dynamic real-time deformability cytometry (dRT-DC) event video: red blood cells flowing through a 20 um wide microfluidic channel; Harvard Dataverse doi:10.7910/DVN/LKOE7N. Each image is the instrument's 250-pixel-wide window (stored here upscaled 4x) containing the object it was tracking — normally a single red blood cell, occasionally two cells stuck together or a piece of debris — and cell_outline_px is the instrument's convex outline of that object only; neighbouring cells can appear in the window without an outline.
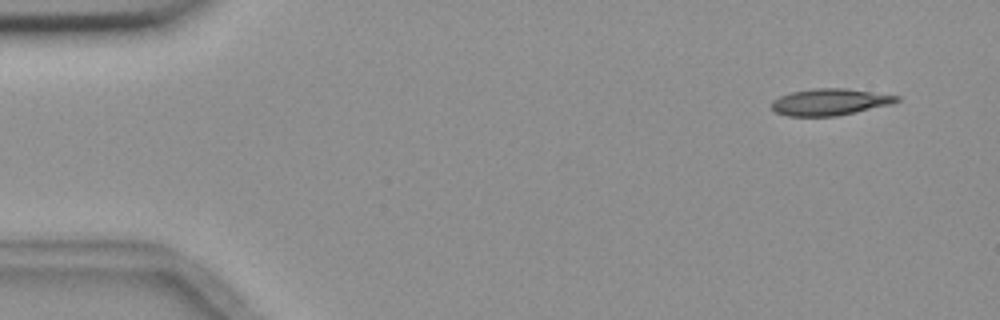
{"species": "common noctule bat (a hibernating species)", "species_latin": "Nyctalus noctula", "temperature_condition": "room temperature", "stored_images_in_passage": 8, "camera_frame_rate_fps": 3000, "um_per_image_px": 0.085, "animal": {"sex": "female", "body_mass_g": 18.4}, "frame": {"image": 1, "passage_image": 1, "time_ms": 0.0, "image_size_px": [1000, 320], "cell_outline_px": [[900, 100], [892, 104], [836, 116], [788, 116], [776, 112], [772, 108], [772, 100], [780, 96], [792, 92], [812, 88], [844, 88], [900, 96]], "centroid_in_image_um": [70.53, 8.66], "position_along_channel_um": 14.5, "area_um2": 19.31}}
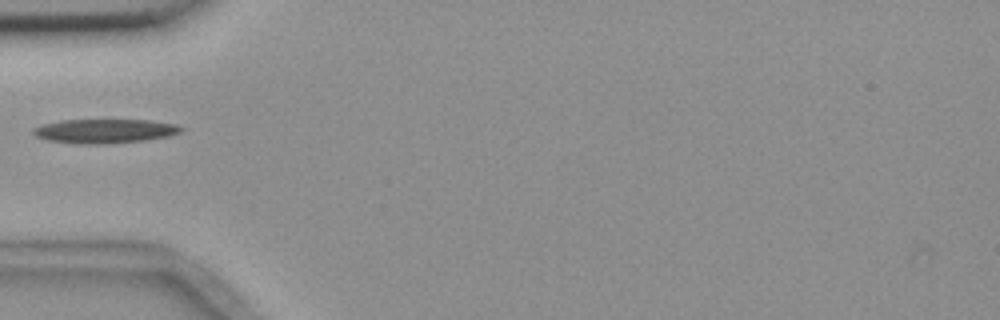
{"frame": {"image": 2, "passage_image": 5, "time_ms": 4.667, "image_size_px": [1000, 320], "cell_outline_px": [[184, 128], [180, 132], [168, 136], [144, 140], [104, 144], [80, 144], [48, 140], [36, 136], [32, 132], [32, 128], [40, 124], [60, 120], [148, 120], [176, 124]], "centroid_in_image_um": [8.86, 11.13], "position_along_channel_um": 76.1, "area_um2": 20.81}}
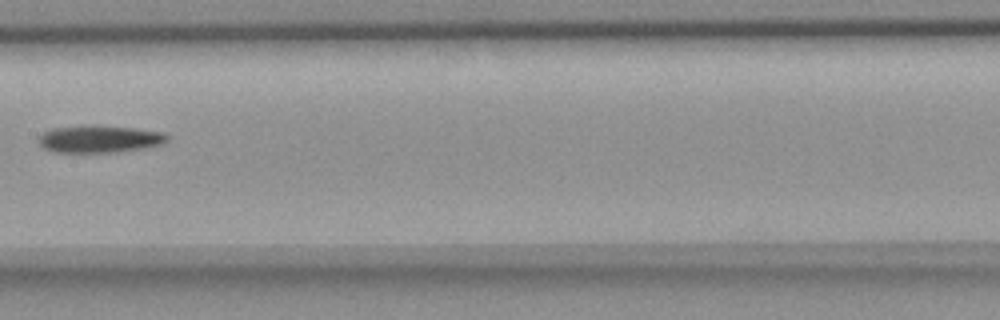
{"frame": {"image": 3, "passage_image": 8, "time_ms": 8.0, "image_size_px": [1000, 320], "cell_outline_px": [[168, 140], [160, 144], [144, 148], [116, 152], [56, 152], [44, 148], [40, 144], [40, 136], [44, 132], [52, 128], [88, 124], [132, 128], [160, 132], [168, 136]], "centroid_in_image_um": [8.43, 11.8], "position_along_channel_um": 199.0, "area_um2": 20.29}}